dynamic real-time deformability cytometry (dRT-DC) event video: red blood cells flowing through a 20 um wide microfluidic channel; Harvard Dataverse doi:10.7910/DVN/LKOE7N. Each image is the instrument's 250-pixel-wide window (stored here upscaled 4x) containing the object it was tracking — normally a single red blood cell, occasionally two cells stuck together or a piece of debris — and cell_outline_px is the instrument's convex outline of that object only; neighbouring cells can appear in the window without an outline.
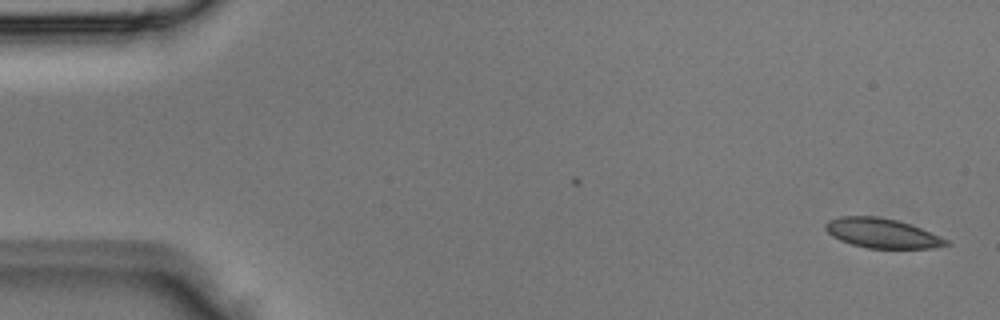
{"species": "Egyptian fruit bat (a non-hibernating species)", "species_latin": "Rousettus aegyptiacus", "temperature_condition": "room temperature", "stored_images_in_passage": 2, "camera_frame_rate_fps": 3000, "um_per_image_px": 0.085, "animal": {"sex": "male"}, "frame": {"image": 1, "passage_image": 2, "time_ms": 0.333, "image_size_px": [1000, 320], "cell_outline_px": [[952, 244], [932, 248], [868, 248], [852, 244], [840, 240], [832, 236], [824, 228], [824, 224], [828, 220], [840, 216], [876, 216], [896, 220], [912, 224], [940, 236], [948, 240]], "centroid_in_image_um": [74.97, 19.81], "position_along_channel_um": 10.0, "area_um2": 20.87}}